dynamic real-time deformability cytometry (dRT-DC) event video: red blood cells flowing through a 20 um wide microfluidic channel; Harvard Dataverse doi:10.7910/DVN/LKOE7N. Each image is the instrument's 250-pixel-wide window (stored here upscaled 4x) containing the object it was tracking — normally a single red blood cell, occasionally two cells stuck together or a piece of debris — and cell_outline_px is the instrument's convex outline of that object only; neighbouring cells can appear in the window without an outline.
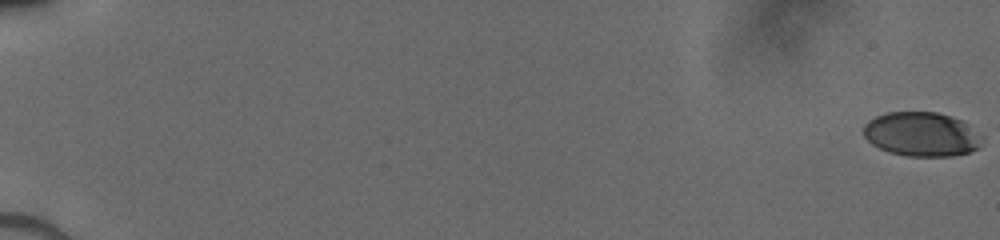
{"species": "human", "species_latin": "Homo sapiens", "temperature_condition": "cold", "stored_images_in_passage": 53, "camera_frame_rate_fps": 3000, "um_per_image_px": 0.085, "donor": {"sex": "male"}, "frame": {"image": 1, "passage_image": 1, "time_ms": 0.0, "image_size_px": [1000, 240], "cell_outline_px": [[984, 136], [980, 148], [972, 152], [952, 156], [908, 156], [888, 152], [872, 144], [864, 136], [864, 124], [868, 120], [876, 116], [888, 112], [936, 112], [964, 120]], "centroid_in_image_um": [78.4, 11.41], "position_along_channel_um": 6.6, "area_um2": 31.04}}
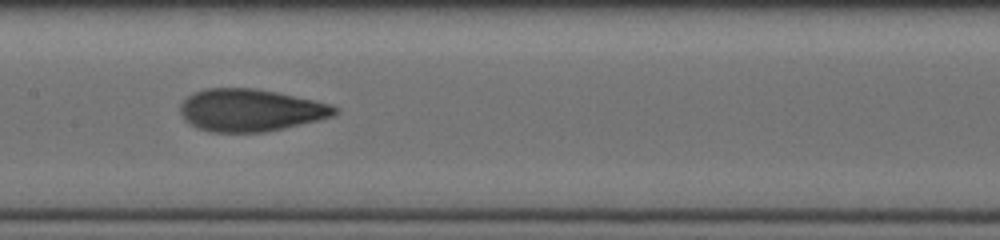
{"frame": {"image": 2, "passage_image": 30, "time_ms": 9.667, "image_size_px": [1000, 240], "cell_outline_px": [[340, 112], [332, 116], [320, 120], [284, 128], [264, 132], [208, 132], [196, 128], [188, 124], [184, 120], [180, 112], [180, 104], [188, 96], [196, 92], [208, 88], [256, 88], [276, 92], [332, 104], [340, 108]], "centroid_in_image_um": [21.3, 9.37], "position_along_channel_um": 186.1, "area_um2": 38.38}}
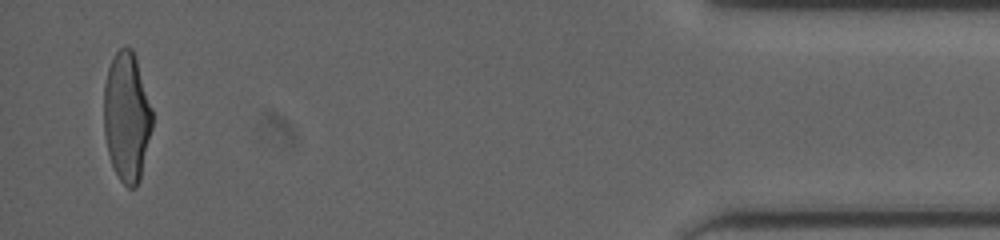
{"frame": {"image": 3, "passage_image": 52, "time_ms": 17.0, "image_size_px": [1000, 240], "cell_outline_px": [[152, 128], [140, 180], [136, 188], [128, 188], [120, 180], [112, 164], [108, 152], [104, 132], [104, 84], [108, 68], [116, 52], [120, 48], [132, 48], [152, 108]], "centroid_in_image_um": [10.77, 9.97], "position_along_channel_um": 424.4, "area_um2": 36.24}}